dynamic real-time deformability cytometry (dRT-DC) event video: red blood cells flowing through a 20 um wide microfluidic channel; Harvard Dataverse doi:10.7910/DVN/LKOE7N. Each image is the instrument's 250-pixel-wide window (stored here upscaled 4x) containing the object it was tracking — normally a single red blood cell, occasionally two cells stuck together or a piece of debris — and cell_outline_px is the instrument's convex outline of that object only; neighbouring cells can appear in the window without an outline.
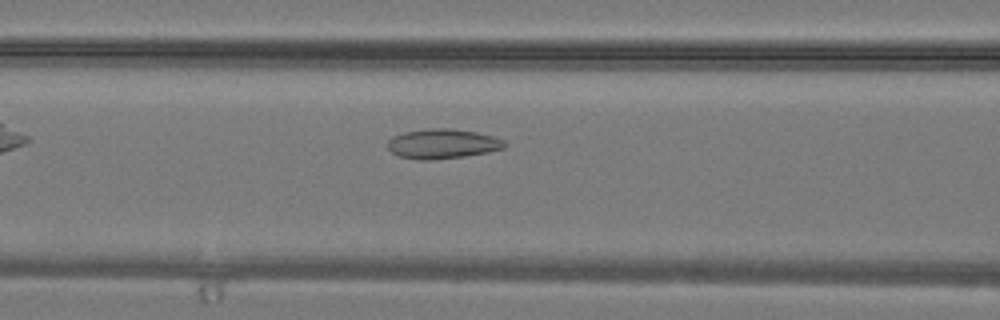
{"species": "common noctule bat (a hibernating species)", "species_latin": "Nyctalus noctula", "temperature_condition": "warm", "stored_images_in_passage": 28, "camera_frame_rate_fps": 3000, "um_per_image_px": 0.085, "animal": {"sex": "male", "body_mass_g": 19.2, "forearm_length_mm": 51.8}, "frame": {"image": 1, "passage_image": 8, "time_ms": 2.333, "image_size_px": [1000, 320], "cell_outline_px": [[508, 144], [504, 148], [488, 152], [464, 156], [428, 160], [420, 160], [400, 156], [392, 152], [388, 148], [388, 140], [392, 136], [404, 132], [428, 128], [452, 128], [476, 132], [492, 136], [504, 140]], "centroid_in_image_um": [37.62, 12.21], "position_along_channel_um": 129.0, "area_um2": 20.23}}
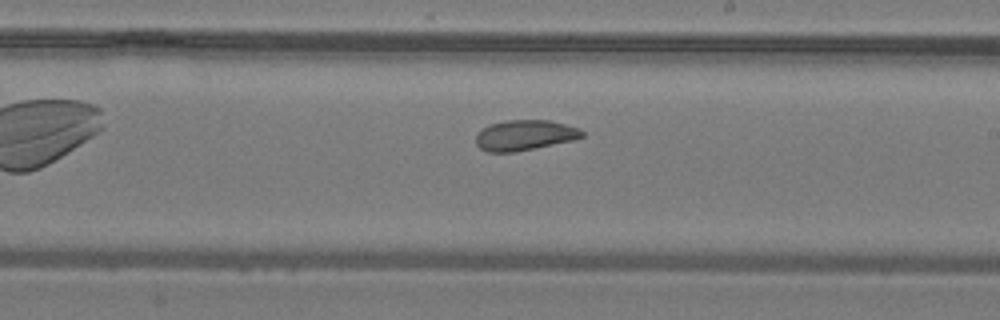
{"frame": {"image": 2, "passage_image": 14, "time_ms": 4.333, "image_size_px": [1000, 320], "cell_outline_px": [[584, 136], [572, 140], [516, 152], [488, 152], [480, 148], [476, 144], [476, 136], [484, 128], [492, 124], [508, 120], [548, 120], [580, 128], [584, 132]], "centroid_in_image_um": [44.62, 11.5], "position_along_channel_um": 244.4, "area_um2": 18.55}}
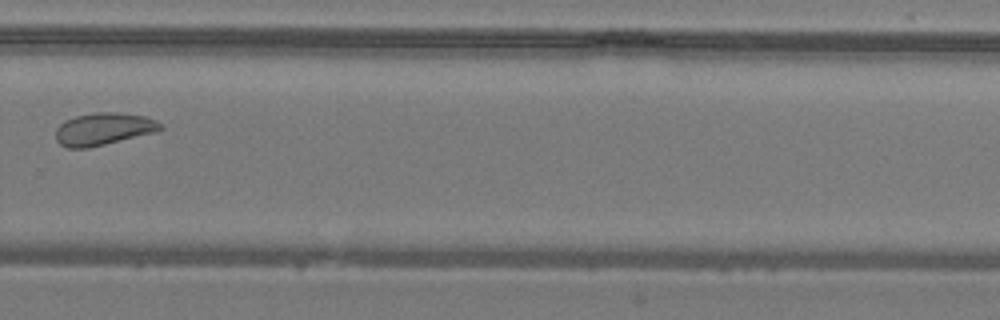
{"frame": {"image": 3, "passage_image": 18, "time_ms": 5.667, "image_size_px": [1000, 320], "cell_outline_px": [[164, 128], [156, 132], [88, 148], [68, 148], [60, 144], [56, 140], [56, 128], [64, 120], [76, 116], [96, 112], [116, 112], [144, 116], [156, 120]], "centroid_in_image_um": [8.78, 10.96], "position_along_channel_um": 321.0, "area_um2": 19.71}}